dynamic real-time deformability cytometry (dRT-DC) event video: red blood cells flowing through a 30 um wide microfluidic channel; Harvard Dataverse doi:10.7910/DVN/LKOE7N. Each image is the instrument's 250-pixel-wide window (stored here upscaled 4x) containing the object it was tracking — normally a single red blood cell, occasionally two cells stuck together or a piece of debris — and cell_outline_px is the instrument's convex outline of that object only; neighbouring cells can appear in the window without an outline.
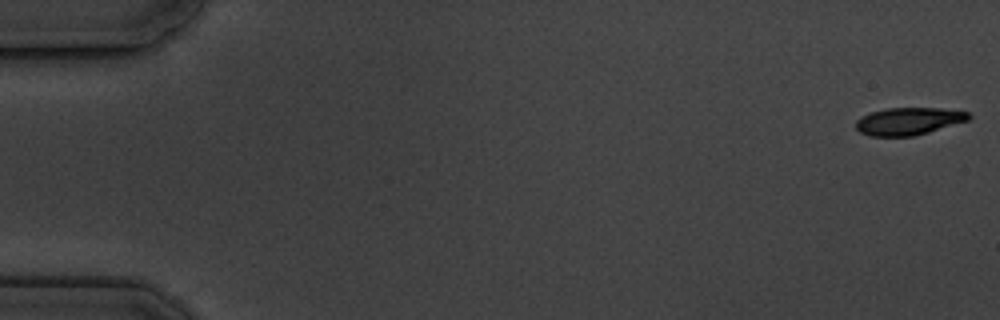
{"species": "common noctule bat (a hibernating species)", "species_latin": "Nyctalus noctula", "temperature_condition": "cold", "stored_images_in_passage": 6, "camera_frame_rate_fps": 3000, "um_per_image_px": 0.085, "animal": {"sex": "male", "body_mass_g": 19.5, "forearm_length_mm": 54.6}, "frame": {"image": 1, "passage_image": 1, "time_ms": 0.0, "image_size_px": [1000, 320], "cell_outline_px": [[972, 116], [968, 120], [928, 132], [912, 136], [872, 136], [860, 132], [856, 128], [856, 120], [860, 116], [872, 112], [888, 108], [940, 108], [968, 112]], "centroid_in_image_um": [77.21, 10.3], "position_along_channel_um": 7.8, "area_um2": 17.86}}
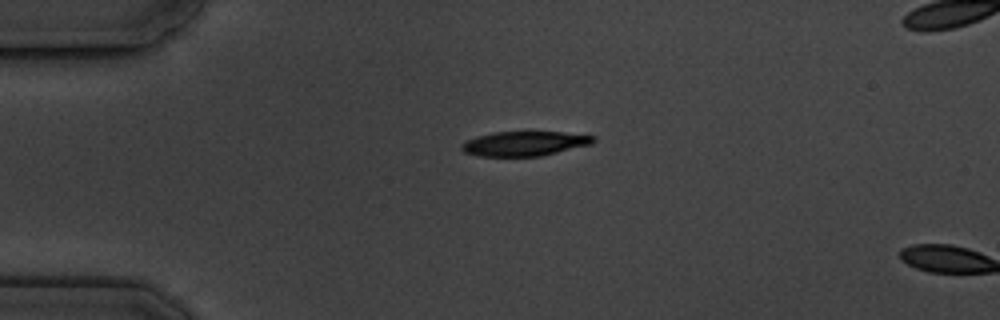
{"frame": {"image": 2, "passage_image": 5, "time_ms": 4.333, "image_size_px": [1000, 320], "cell_outline_px": [[596, 140], [592, 144], [540, 156], [476, 156], [464, 152], [460, 148], [460, 144], [476, 136], [492, 132], [560, 132], [596, 136]], "centroid_in_image_um": [44.56, 12.2], "position_along_channel_um": 40.4, "area_um2": 18.9}}